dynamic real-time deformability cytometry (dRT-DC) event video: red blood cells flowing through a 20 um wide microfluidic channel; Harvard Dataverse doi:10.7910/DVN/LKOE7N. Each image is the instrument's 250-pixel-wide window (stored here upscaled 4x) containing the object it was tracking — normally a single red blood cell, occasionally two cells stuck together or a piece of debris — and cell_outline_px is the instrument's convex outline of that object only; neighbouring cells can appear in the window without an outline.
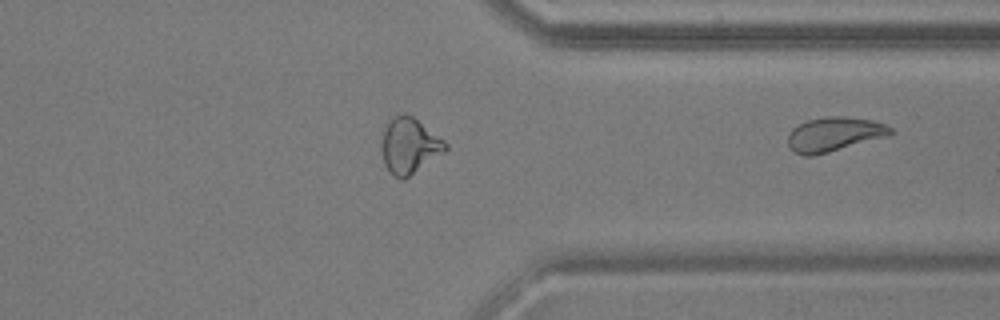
{"species": "common noctule bat (a hibernating species)", "species_latin": "Nyctalus noctula", "temperature_condition": "warm", "stored_images_in_passage": 42, "camera_frame_rate_fps": 3000, "um_per_image_px": 0.085, "animal": {"sex": "male", "body_mass_g": 17.9, "forearm_length_mm": 54.2}, "frame": {"image": 1, "passage_image": 42, "time_ms": 13.667, "image_size_px": [1000, 320], "cell_outline_px": [[896, 132], [888, 136], [828, 152], [812, 156], [804, 156], [796, 152], [788, 144], [788, 136], [792, 128], [808, 120], [824, 116], [844, 116], [872, 120], [884, 124], [892, 128]], "centroid_in_image_um": [70.93, 11.4], "position_along_channel_um": 340.5, "area_um2": 20.4}}